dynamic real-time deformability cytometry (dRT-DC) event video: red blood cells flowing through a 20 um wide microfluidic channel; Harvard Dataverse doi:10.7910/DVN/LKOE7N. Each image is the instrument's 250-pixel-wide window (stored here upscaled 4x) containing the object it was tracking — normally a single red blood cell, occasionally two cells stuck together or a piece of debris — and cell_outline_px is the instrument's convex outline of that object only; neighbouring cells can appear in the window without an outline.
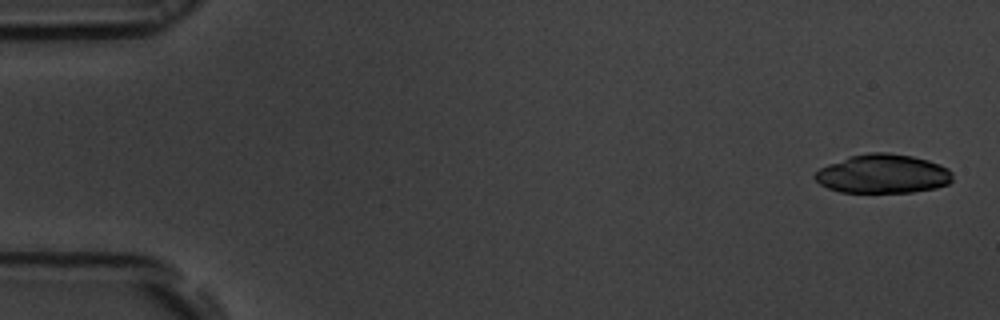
{"species": "common noctule bat (a hibernating species)", "species_latin": "Nyctalus noctula", "temperature_condition": "room temperature", "stored_images_in_passage": 31, "camera_frame_rate_fps": 3000, "um_per_image_px": 0.085, "animal": {"sex": "male", "body_mass_g": 19.5, "forearm_length_mm": 54.6}, "frame": {"image": 1, "passage_image": 1, "time_ms": 0.0, "image_size_px": [1000, 320], "cell_outline_px": [[952, 180], [948, 184], [936, 188], [912, 192], [840, 192], [828, 188], [820, 184], [812, 176], [820, 168], [828, 164], [848, 156], [868, 152], [888, 152], [912, 156], [928, 160], [940, 164], [948, 168], [952, 172]], "centroid_in_image_um": [75.04, 14.77], "position_along_channel_um": 10.0, "area_um2": 31.44}}